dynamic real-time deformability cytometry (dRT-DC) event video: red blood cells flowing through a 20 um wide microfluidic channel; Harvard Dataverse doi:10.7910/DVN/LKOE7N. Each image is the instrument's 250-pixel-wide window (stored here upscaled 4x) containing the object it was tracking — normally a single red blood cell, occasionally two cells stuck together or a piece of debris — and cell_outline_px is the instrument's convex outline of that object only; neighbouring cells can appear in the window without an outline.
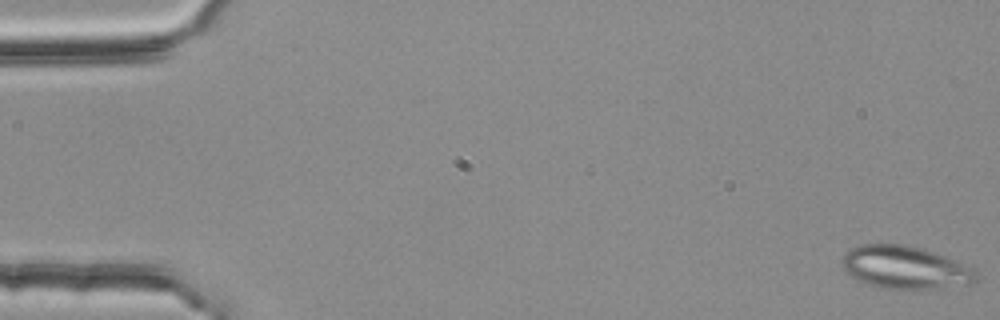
{"species": "common noctule bat (a hibernating species)", "species_latin": "Nyctalus noctula", "temperature_condition": "room temperature", "stored_images_in_passage": 53, "segment_of_instrument_passage": [1, 2], "camera_frame_rate_fps": 3000, "um_per_image_px": 0.085, "animal": {"sex": "female", "body_mass_g": 25.1}, "frame": {"image": 1, "passage_image": 1, "time_ms": 0.0, "image_size_px": [1000, 320], "cell_outline_px": [[976, 280], [972, 284], [924, 288], [880, 288], [868, 284], [852, 276], [840, 264], [840, 260], [844, 252], [860, 244], [904, 244], [920, 248], [944, 256], [976, 268]], "centroid_in_image_um": [76.91, 22.71], "position_along_channel_um": 8.1, "area_um2": 33.12}}